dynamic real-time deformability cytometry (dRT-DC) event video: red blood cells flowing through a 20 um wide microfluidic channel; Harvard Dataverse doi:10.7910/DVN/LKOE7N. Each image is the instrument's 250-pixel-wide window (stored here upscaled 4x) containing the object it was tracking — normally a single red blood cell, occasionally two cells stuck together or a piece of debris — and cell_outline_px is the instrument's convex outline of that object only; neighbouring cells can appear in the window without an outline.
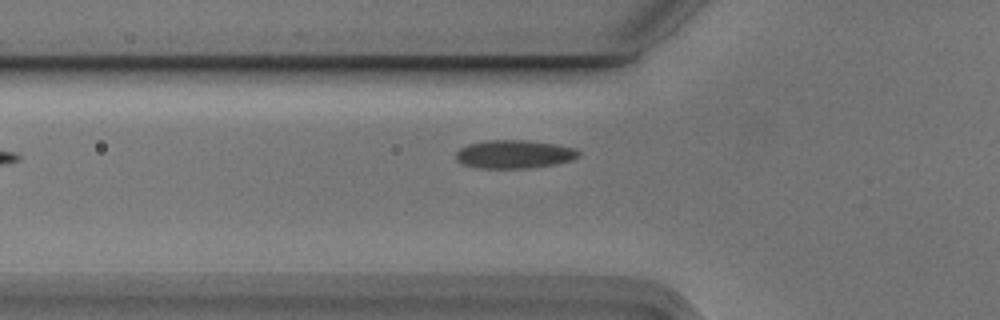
{"species": "Egyptian fruit bat (a non-hibernating species)", "species_latin": "Rousettus aegyptiacus", "temperature_condition": "cold", "stored_images_in_passage": 3, "camera_frame_rate_fps": 3000, "um_per_image_px": 0.085, "animal": {"sex": "male"}, "frame": {"image": 1, "passage_image": 3, "time_ms": 0.667, "image_size_px": [1000, 320], "cell_outline_px": [[580, 156], [572, 160], [556, 164], [528, 168], [480, 168], [464, 164], [456, 160], [456, 152], [460, 148], [468, 144], [488, 140], [524, 140], [556, 144], [576, 148], [580, 152]], "centroid_in_image_um": [43.74, 13.1], "position_along_channel_um": 82.1, "area_um2": 20.29}}